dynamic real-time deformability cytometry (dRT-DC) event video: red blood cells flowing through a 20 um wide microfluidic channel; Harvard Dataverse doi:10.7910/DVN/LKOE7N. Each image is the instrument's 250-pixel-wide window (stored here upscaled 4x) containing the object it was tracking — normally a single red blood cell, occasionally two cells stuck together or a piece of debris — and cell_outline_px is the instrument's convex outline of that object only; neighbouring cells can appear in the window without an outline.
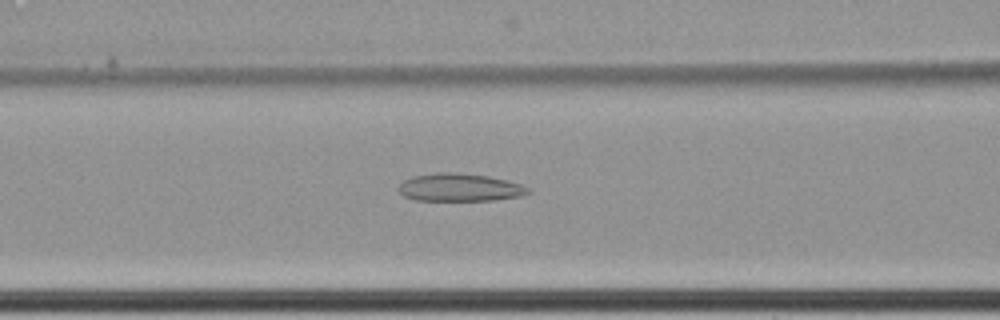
{"species": "common noctule bat (a hibernating species)", "species_latin": "Nyctalus noctula", "temperature_condition": "cold", "stored_images_in_passage": 36, "camera_frame_rate_fps": 3000, "um_per_image_px": 0.085, "animal": {"sex": "female", "body_mass_g": 22.7, "forearm_length_mm": 54.2}, "frame": {"image": 1, "passage_image": 7, "time_ms": 2.0, "image_size_px": [1000, 320], "cell_outline_px": [[532, 192], [520, 196], [496, 200], [416, 200], [404, 196], [396, 188], [404, 180], [412, 176], [436, 172], [456, 172], [488, 176], [520, 184], [532, 188]], "centroid_in_image_um": [39.07, 15.93], "position_along_channel_um": 127.5, "area_um2": 21.1}}
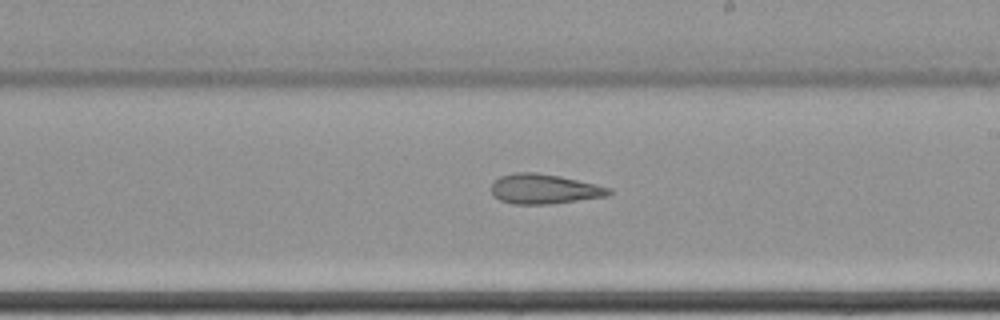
{"frame": {"image": 2, "passage_image": 17, "time_ms": 5.333, "image_size_px": [1000, 320], "cell_outline_px": [[612, 192], [608, 196], [548, 204], [512, 204], [500, 200], [492, 196], [492, 184], [500, 176], [516, 172], [536, 172], [560, 176], [596, 184], [612, 188]], "centroid_in_image_um": [46.26, 16.06], "position_along_channel_um": 242.7, "area_um2": 20.46}}
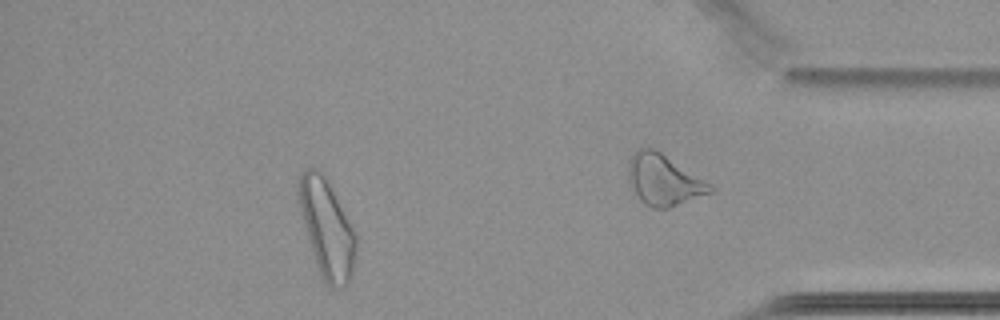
{"frame": {"image": 3, "passage_image": 29, "time_ms": 9.333, "image_size_px": [1000, 320], "cell_outline_px": [[356, 256], [352, 272], [348, 284], [344, 288], [332, 288], [324, 280], [316, 264], [312, 252], [296, 196], [296, 192], [300, 176], [304, 168], [320, 168], [324, 172], [356, 232]], "centroid_in_image_um": [27.79, 19.36], "position_along_channel_um": 407.4, "area_um2": 33.06}}